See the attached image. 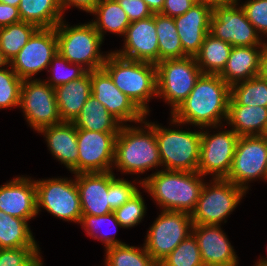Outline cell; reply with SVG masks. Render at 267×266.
Masks as SVG:
<instances>
[{
	"instance_id": "obj_1",
	"label": "cell",
	"mask_w": 267,
	"mask_h": 266,
	"mask_svg": "<svg viewBox=\"0 0 267 266\" xmlns=\"http://www.w3.org/2000/svg\"><path fill=\"white\" fill-rule=\"evenodd\" d=\"M230 95L231 87L219 74H201L170 118L195 128L225 125Z\"/></svg>"
},
{
	"instance_id": "obj_2",
	"label": "cell",
	"mask_w": 267,
	"mask_h": 266,
	"mask_svg": "<svg viewBox=\"0 0 267 266\" xmlns=\"http://www.w3.org/2000/svg\"><path fill=\"white\" fill-rule=\"evenodd\" d=\"M148 115L136 125H122L115 142L114 169L122 174L143 175L158 167L162 162L155 137V122Z\"/></svg>"
},
{
	"instance_id": "obj_3",
	"label": "cell",
	"mask_w": 267,
	"mask_h": 266,
	"mask_svg": "<svg viewBox=\"0 0 267 266\" xmlns=\"http://www.w3.org/2000/svg\"><path fill=\"white\" fill-rule=\"evenodd\" d=\"M155 170L154 173L140 179L141 189L150 195L161 210L179 211L191 215L207 177L198 171Z\"/></svg>"
},
{
	"instance_id": "obj_4",
	"label": "cell",
	"mask_w": 267,
	"mask_h": 266,
	"mask_svg": "<svg viewBox=\"0 0 267 266\" xmlns=\"http://www.w3.org/2000/svg\"><path fill=\"white\" fill-rule=\"evenodd\" d=\"M102 68L121 92L150 115L148 103L157 98L156 64L125 59L111 50Z\"/></svg>"
},
{
	"instance_id": "obj_5",
	"label": "cell",
	"mask_w": 267,
	"mask_h": 266,
	"mask_svg": "<svg viewBox=\"0 0 267 266\" xmlns=\"http://www.w3.org/2000/svg\"><path fill=\"white\" fill-rule=\"evenodd\" d=\"M176 129L155 123V137L158 144L162 168L175 171H198L200 161L201 128L190 131L184 124L170 119ZM177 126V127H176ZM179 126V127H178ZM178 128V129H177Z\"/></svg>"
},
{
	"instance_id": "obj_6",
	"label": "cell",
	"mask_w": 267,
	"mask_h": 266,
	"mask_svg": "<svg viewBox=\"0 0 267 266\" xmlns=\"http://www.w3.org/2000/svg\"><path fill=\"white\" fill-rule=\"evenodd\" d=\"M63 18L56 26L58 52L70 63L79 64L87 71L101 69L108 52H101L104 43L89 21L71 26ZM105 53V54H104Z\"/></svg>"
},
{
	"instance_id": "obj_7",
	"label": "cell",
	"mask_w": 267,
	"mask_h": 266,
	"mask_svg": "<svg viewBox=\"0 0 267 266\" xmlns=\"http://www.w3.org/2000/svg\"><path fill=\"white\" fill-rule=\"evenodd\" d=\"M247 192L225 178L205 182L194 211L193 225H221L244 199Z\"/></svg>"
},
{
	"instance_id": "obj_8",
	"label": "cell",
	"mask_w": 267,
	"mask_h": 266,
	"mask_svg": "<svg viewBox=\"0 0 267 266\" xmlns=\"http://www.w3.org/2000/svg\"><path fill=\"white\" fill-rule=\"evenodd\" d=\"M202 72L192 56L165 59L156 64L157 97L172 113L191 93Z\"/></svg>"
},
{
	"instance_id": "obj_9",
	"label": "cell",
	"mask_w": 267,
	"mask_h": 266,
	"mask_svg": "<svg viewBox=\"0 0 267 266\" xmlns=\"http://www.w3.org/2000/svg\"><path fill=\"white\" fill-rule=\"evenodd\" d=\"M37 214L41 208L63 221L79 224L82 218L79 191L75 179L54 177L34 179Z\"/></svg>"
},
{
	"instance_id": "obj_10",
	"label": "cell",
	"mask_w": 267,
	"mask_h": 266,
	"mask_svg": "<svg viewBox=\"0 0 267 266\" xmlns=\"http://www.w3.org/2000/svg\"><path fill=\"white\" fill-rule=\"evenodd\" d=\"M212 129L213 133H210L209 130ZM239 137L231 128L227 130L226 124L225 127L220 125L201 128L198 172L202 176L212 175V179L226 178L232 167Z\"/></svg>"
},
{
	"instance_id": "obj_11",
	"label": "cell",
	"mask_w": 267,
	"mask_h": 266,
	"mask_svg": "<svg viewBox=\"0 0 267 266\" xmlns=\"http://www.w3.org/2000/svg\"><path fill=\"white\" fill-rule=\"evenodd\" d=\"M192 227L190 214L161 210L147 230L143 245L149 255L159 263L192 234Z\"/></svg>"
},
{
	"instance_id": "obj_12",
	"label": "cell",
	"mask_w": 267,
	"mask_h": 266,
	"mask_svg": "<svg viewBox=\"0 0 267 266\" xmlns=\"http://www.w3.org/2000/svg\"><path fill=\"white\" fill-rule=\"evenodd\" d=\"M225 179L243 188L247 193L252 181L259 179L267 182V137L240 136L231 170Z\"/></svg>"
},
{
	"instance_id": "obj_13",
	"label": "cell",
	"mask_w": 267,
	"mask_h": 266,
	"mask_svg": "<svg viewBox=\"0 0 267 266\" xmlns=\"http://www.w3.org/2000/svg\"><path fill=\"white\" fill-rule=\"evenodd\" d=\"M19 108L28 126L37 133L45 127L63 122L55 89L41 78L23 80Z\"/></svg>"
},
{
	"instance_id": "obj_14",
	"label": "cell",
	"mask_w": 267,
	"mask_h": 266,
	"mask_svg": "<svg viewBox=\"0 0 267 266\" xmlns=\"http://www.w3.org/2000/svg\"><path fill=\"white\" fill-rule=\"evenodd\" d=\"M209 34L228 42L231 46L265 45L255 27L247 19L239 3L213 8Z\"/></svg>"
},
{
	"instance_id": "obj_15",
	"label": "cell",
	"mask_w": 267,
	"mask_h": 266,
	"mask_svg": "<svg viewBox=\"0 0 267 266\" xmlns=\"http://www.w3.org/2000/svg\"><path fill=\"white\" fill-rule=\"evenodd\" d=\"M57 52L58 40L55 28H38L10 61V65L22 80L35 79L34 76L48 69Z\"/></svg>"
},
{
	"instance_id": "obj_16",
	"label": "cell",
	"mask_w": 267,
	"mask_h": 266,
	"mask_svg": "<svg viewBox=\"0 0 267 266\" xmlns=\"http://www.w3.org/2000/svg\"><path fill=\"white\" fill-rule=\"evenodd\" d=\"M118 133L77 128L79 173L112 171Z\"/></svg>"
},
{
	"instance_id": "obj_17",
	"label": "cell",
	"mask_w": 267,
	"mask_h": 266,
	"mask_svg": "<svg viewBox=\"0 0 267 266\" xmlns=\"http://www.w3.org/2000/svg\"><path fill=\"white\" fill-rule=\"evenodd\" d=\"M91 90V95L103 104L122 125H127L128 122L136 124L146 116L128 96L116 87L103 68L91 71Z\"/></svg>"
},
{
	"instance_id": "obj_18",
	"label": "cell",
	"mask_w": 267,
	"mask_h": 266,
	"mask_svg": "<svg viewBox=\"0 0 267 266\" xmlns=\"http://www.w3.org/2000/svg\"><path fill=\"white\" fill-rule=\"evenodd\" d=\"M123 38L122 49L113 50L115 54L129 60L152 64L159 62L155 13L148 18L131 22Z\"/></svg>"
},
{
	"instance_id": "obj_19",
	"label": "cell",
	"mask_w": 267,
	"mask_h": 266,
	"mask_svg": "<svg viewBox=\"0 0 267 266\" xmlns=\"http://www.w3.org/2000/svg\"><path fill=\"white\" fill-rule=\"evenodd\" d=\"M204 266H238L239 257L221 225H193Z\"/></svg>"
},
{
	"instance_id": "obj_20",
	"label": "cell",
	"mask_w": 267,
	"mask_h": 266,
	"mask_svg": "<svg viewBox=\"0 0 267 266\" xmlns=\"http://www.w3.org/2000/svg\"><path fill=\"white\" fill-rule=\"evenodd\" d=\"M0 210L27 221L37 214L36 185L30 176H17L0 186Z\"/></svg>"
},
{
	"instance_id": "obj_21",
	"label": "cell",
	"mask_w": 267,
	"mask_h": 266,
	"mask_svg": "<svg viewBox=\"0 0 267 266\" xmlns=\"http://www.w3.org/2000/svg\"><path fill=\"white\" fill-rule=\"evenodd\" d=\"M80 196L82 215H106L110 208V182L116 177L113 171L78 173L73 175Z\"/></svg>"
},
{
	"instance_id": "obj_22",
	"label": "cell",
	"mask_w": 267,
	"mask_h": 266,
	"mask_svg": "<svg viewBox=\"0 0 267 266\" xmlns=\"http://www.w3.org/2000/svg\"><path fill=\"white\" fill-rule=\"evenodd\" d=\"M213 9L196 3L186 13L174 17L177 33L187 56L194 57L209 33Z\"/></svg>"
},
{
	"instance_id": "obj_23",
	"label": "cell",
	"mask_w": 267,
	"mask_h": 266,
	"mask_svg": "<svg viewBox=\"0 0 267 266\" xmlns=\"http://www.w3.org/2000/svg\"><path fill=\"white\" fill-rule=\"evenodd\" d=\"M48 150L72 174L79 173L77 128L73 122L63 121L41 129Z\"/></svg>"
},
{
	"instance_id": "obj_24",
	"label": "cell",
	"mask_w": 267,
	"mask_h": 266,
	"mask_svg": "<svg viewBox=\"0 0 267 266\" xmlns=\"http://www.w3.org/2000/svg\"><path fill=\"white\" fill-rule=\"evenodd\" d=\"M264 45L232 47L226 66L219 76L231 87L259 75Z\"/></svg>"
},
{
	"instance_id": "obj_25",
	"label": "cell",
	"mask_w": 267,
	"mask_h": 266,
	"mask_svg": "<svg viewBox=\"0 0 267 266\" xmlns=\"http://www.w3.org/2000/svg\"><path fill=\"white\" fill-rule=\"evenodd\" d=\"M91 94V71L79 79L56 87L55 96L62 121L73 122Z\"/></svg>"
},
{
	"instance_id": "obj_26",
	"label": "cell",
	"mask_w": 267,
	"mask_h": 266,
	"mask_svg": "<svg viewBox=\"0 0 267 266\" xmlns=\"http://www.w3.org/2000/svg\"><path fill=\"white\" fill-rule=\"evenodd\" d=\"M226 125L239 136L264 135L267 108L262 106L228 105Z\"/></svg>"
},
{
	"instance_id": "obj_27",
	"label": "cell",
	"mask_w": 267,
	"mask_h": 266,
	"mask_svg": "<svg viewBox=\"0 0 267 266\" xmlns=\"http://www.w3.org/2000/svg\"><path fill=\"white\" fill-rule=\"evenodd\" d=\"M91 14L95 16V19L93 18L90 22L103 41L108 32L121 37L124 36L131 23L127 13L121 8L117 0H100Z\"/></svg>"
},
{
	"instance_id": "obj_28",
	"label": "cell",
	"mask_w": 267,
	"mask_h": 266,
	"mask_svg": "<svg viewBox=\"0 0 267 266\" xmlns=\"http://www.w3.org/2000/svg\"><path fill=\"white\" fill-rule=\"evenodd\" d=\"M73 123L76 128L95 132H119L122 126L92 95L87 99Z\"/></svg>"
},
{
	"instance_id": "obj_29",
	"label": "cell",
	"mask_w": 267,
	"mask_h": 266,
	"mask_svg": "<svg viewBox=\"0 0 267 266\" xmlns=\"http://www.w3.org/2000/svg\"><path fill=\"white\" fill-rule=\"evenodd\" d=\"M18 11L22 21L38 28H55L65 18L59 0H20Z\"/></svg>"
},
{
	"instance_id": "obj_30",
	"label": "cell",
	"mask_w": 267,
	"mask_h": 266,
	"mask_svg": "<svg viewBox=\"0 0 267 266\" xmlns=\"http://www.w3.org/2000/svg\"><path fill=\"white\" fill-rule=\"evenodd\" d=\"M232 47L228 42L208 33L194 56L202 74H220L226 66Z\"/></svg>"
},
{
	"instance_id": "obj_31",
	"label": "cell",
	"mask_w": 267,
	"mask_h": 266,
	"mask_svg": "<svg viewBox=\"0 0 267 266\" xmlns=\"http://www.w3.org/2000/svg\"><path fill=\"white\" fill-rule=\"evenodd\" d=\"M28 221L0 210V249L39 247Z\"/></svg>"
},
{
	"instance_id": "obj_32",
	"label": "cell",
	"mask_w": 267,
	"mask_h": 266,
	"mask_svg": "<svg viewBox=\"0 0 267 266\" xmlns=\"http://www.w3.org/2000/svg\"><path fill=\"white\" fill-rule=\"evenodd\" d=\"M79 225L82 226L88 237H91L92 239L98 241L100 240V242L104 245L103 247H105V249L115 245L126 244L125 242L120 241L119 238H116L118 227H123L116 219L114 212L98 216L82 215ZM105 227H109V231L106 230L107 228ZM110 227H113V231Z\"/></svg>"
},
{
	"instance_id": "obj_33",
	"label": "cell",
	"mask_w": 267,
	"mask_h": 266,
	"mask_svg": "<svg viewBox=\"0 0 267 266\" xmlns=\"http://www.w3.org/2000/svg\"><path fill=\"white\" fill-rule=\"evenodd\" d=\"M159 61L187 57L177 33L174 18L155 13Z\"/></svg>"
},
{
	"instance_id": "obj_34",
	"label": "cell",
	"mask_w": 267,
	"mask_h": 266,
	"mask_svg": "<svg viewBox=\"0 0 267 266\" xmlns=\"http://www.w3.org/2000/svg\"><path fill=\"white\" fill-rule=\"evenodd\" d=\"M228 105L262 106L267 108V80L260 75L231 86Z\"/></svg>"
},
{
	"instance_id": "obj_35",
	"label": "cell",
	"mask_w": 267,
	"mask_h": 266,
	"mask_svg": "<svg viewBox=\"0 0 267 266\" xmlns=\"http://www.w3.org/2000/svg\"><path fill=\"white\" fill-rule=\"evenodd\" d=\"M104 266H159L144 245H115L105 249Z\"/></svg>"
},
{
	"instance_id": "obj_36",
	"label": "cell",
	"mask_w": 267,
	"mask_h": 266,
	"mask_svg": "<svg viewBox=\"0 0 267 266\" xmlns=\"http://www.w3.org/2000/svg\"><path fill=\"white\" fill-rule=\"evenodd\" d=\"M38 27L29 22H18L0 28V49L11 61L28 42Z\"/></svg>"
},
{
	"instance_id": "obj_37",
	"label": "cell",
	"mask_w": 267,
	"mask_h": 266,
	"mask_svg": "<svg viewBox=\"0 0 267 266\" xmlns=\"http://www.w3.org/2000/svg\"><path fill=\"white\" fill-rule=\"evenodd\" d=\"M46 71L50 75L46 78L47 80H43L54 89L81 78L87 72L81 65L70 63L59 52L52 58Z\"/></svg>"
},
{
	"instance_id": "obj_38",
	"label": "cell",
	"mask_w": 267,
	"mask_h": 266,
	"mask_svg": "<svg viewBox=\"0 0 267 266\" xmlns=\"http://www.w3.org/2000/svg\"><path fill=\"white\" fill-rule=\"evenodd\" d=\"M159 266H204L198 243L193 234L184 239L170 254L159 263Z\"/></svg>"
},
{
	"instance_id": "obj_39",
	"label": "cell",
	"mask_w": 267,
	"mask_h": 266,
	"mask_svg": "<svg viewBox=\"0 0 267 266\" xmlns=\"http://www.w3.org/2000/svg\"><path fill=\"white\" fill-rule=\"evenodd\" d=\"M23 80L9 68L0 69V109L19 108Z\"/></svg>"
},
{
	"instance_id": "obj_40",
	"label": "cell",
	"mask_w": 267,
	"mask_h": 266,
	"mask_svg": "<svg viewBox=\"0 0 267 266\" xmlns=\"http://www.w3.org/2000/svg\"><path fill=\"white\" fill-rule=\"evenodd\" d=\"M40 247L0 249V266H44Z\"/></svg>"
},
{
	"instance_id": "obj_41",
	"label": "cell",
	"mask_w": 267,
	"mask_h": 266,
	"mask_svg": "<svg viewBox=\"0 0 267 266\" xmlns=\"http://www.w3.org/2000/svg\"><path fill=\"white\" fill-rule=\"evenodd\" d=\"M142 197V192L139 191L131 197L124 205L114 211L116 219L121 224L123 229H130L142 223V220L147 213V206Z\"/></svg>"
},
{
	"instance_id": "obj_42",
	"label": "cell",
	"mask_w": 267,
	"mask_h": 266,
	"mask_svg": "<svg viewBox=\"0 0 267 266\" xmlns=\"http://www.w3.org/2000/svg\"><path fill=\"white\" fill-rule=\"evenodd\" d=\"M138 183V186L142 188V181L139 180L138 177L132 182L122 177H115L110 182L108 194H110V208L113 212L117 208L124 205L131 197H133L139 191L138 188L135 186Z\"/></svg>"
},
{
	"instance_id": "obj_43",
	"label": "cell",
	"mask_w": 267,
	"mask_h": 266,
	"mask_svg": "<svg viewBox=\"0 0 267 266\" xmlns=\"http://www.w3.org/2000/svg\"><path fill=\"white\" fill-rule=\"evenodd\" d=\"M244 10L247 19L255 27L256 32L267 37V0H246L244 3L238 0ZM241 3V4H240Z\"/></svg>"
},
{
	"instance_id": "obj_44",
	"label": "cell",
	"mask_w": 267,
	"mask_h": 266,
	"mask_svg": "<svg viewBox=\"0 0 267 266\" xmlns=\"http://www.w3.org/2000/svg\"><path fill=\"white\" fill-rule=\"evenodd\" d=\"M121 8L127 13L131 22L148 18L153 15L143 0H117Z\"/></svg>"
},
{
	"instance_id": "obj_45",
	"label": "cell",
	"mask_w": 267,
	"mask_h": 266,
	"mask_svg": "<svg viewBox=\"0 0 267 266\" xmlns=\"http://www.w3.org/2000/svg\"><path fill=\"white\" fill-rule=\"evenodd\" d=\"M196 3V0H165L160 14L174 18L186 13Z\"/></svg>"
},
{
	"instance_id": "obj_46",
	"label": "cell",
	"mask_w": 267,
	"mask_h": 266,
	"mask_svg": "<svg viewBox=\"0 0 267 266\" xmlns=\"http://www.w3.org/2000/svg\"><path fill=\"white\" fill-rule=\"evenodd\" d=\"M18 7L0 2V28L21 22Z\"/></svg>"
},
{
	"instance_id": "obj_47",
	"label": "cell",
	"mask_w": 267,
	"mask_h": 266,
	"mask_svg": "<svg viewBox=\"0 0 267 266\" xmlns=\"http://www.w3.org/2000/svg\"><path fill=\"white\" fill-rule=\"evenodd\" d=\"M100 0H59V4L63 14L67 8H78L86 13H91Z\"/></svg>"
},
{
	"instance_id": "obj_48",
	"label": "cell",
	"mask_w": 267,
	"mask_h": 266,
	"mask_svg": "<svg viewBox=\"0 0 267 266\" xmlns=\"http://www.w3.org/2000/svg\"><path fill=\"white\" fill-rule=\"evenodd\" d=\"M196 2L207 5L213 9L215 7L230 6L236 4L238 0H196Z\"/></svg>"
},
{
	"instance_id": "obj_49",
	"label": "cell",
	"mask_w": 267,
	"mask_h": 266,
	"mask_svg": "<svg viewBox=\"0 0 267 266\" xmlns=\"http://www.w3.org/2000/svg\"><path fill=\"white\" fill-rule=\"evenodd\" d=\"M259 75L267 80V43L262 51Z\"/></svg>"
},
{
	"instance_id": "obj_50",
	"label": "cell",
	"mask_w": 267,
	"mask_h": 266,
	"mask_svg": "<svg viewBox=\"0 0 267 266\" xmlns=\"http://www.w3.org/2000/svg\"><path fill=\"white\" fill-rule=\"evenodd\" d=\"M152 13H160L163 9V4L165 0H143Z\"/></svg>"
},
{
	"instance_id": "obj_51",
	"label": "cell",
	"mask_w": 267,
	"mask_h": 266,
	"mask_svg": "<svg viewBox=\"0 0 267 266\" xmlns=\"http://www.w3.org/2000/svg\"><path fill=\"white\" fill-rule=\"evenodd\" d=\"M10 66V60L3 54L0 49V69Z\"/></svg>"
},
{
	"instance_id": "obj_52",
	"label": "cell",
	"mask_w": 267,
	"mask_h": 266,
	"mask_svg": "<svg viewBox=\"0 0 267 266\" xmlns=\"http://www.w3.org/2000/svg\"><path fill=\"white\" fill-rule=\"evenodd\" d=\"M0 2H2L4 4L15 6V7H18L20 4V0H0Z\"/></svg>"
},
{
	"instance_id": "obj_53",
	"label": "cell",
	"mask_w": 267,
	"mask_h": 266,
	"mask_svg": "<svg viewBox=\"0 0 267 266\" xmlns=\"http://www.w3.org/2000/svg\"><path fill=\"white\" fill-rule=\"evenodd\" d=\"M253 266H267V262L263 260L260 261L257 259V262Z\"/></svg>"
},
{
	"instance_id": "obj_54",
	"label": "cell",
	"mask_w": 267,
	"mask_h": 266,
	"mask_svg": "<svg viewBox=\"0 0 267 266\" xmlns=\"http://www.w3.org/2000/svg\"><path fill=\"white\" fill-rule=\"evenodd\" d=\"M266 250H267V249H266ZM258 260H260V261L263 260V261H266V262H267V257H266V258H265V257H264V258L260 257V259H258Z\"/></svg>"
},
{
	"instance_id": "obj_55",
	"label": "cell",
	"mask_w": 267,
	"mask_h": 266,
	"mask_svg": "<svg viewBox=\"0 0 267 266\" xmlns=\"http://www.w3.org/2000/svg\"><path fill=\"white\" fill-rule=\"evenodd\" d=\"M264 136L267 137V128H266V131H265V133H264Z\"/></svg>"
}]
</instances>
